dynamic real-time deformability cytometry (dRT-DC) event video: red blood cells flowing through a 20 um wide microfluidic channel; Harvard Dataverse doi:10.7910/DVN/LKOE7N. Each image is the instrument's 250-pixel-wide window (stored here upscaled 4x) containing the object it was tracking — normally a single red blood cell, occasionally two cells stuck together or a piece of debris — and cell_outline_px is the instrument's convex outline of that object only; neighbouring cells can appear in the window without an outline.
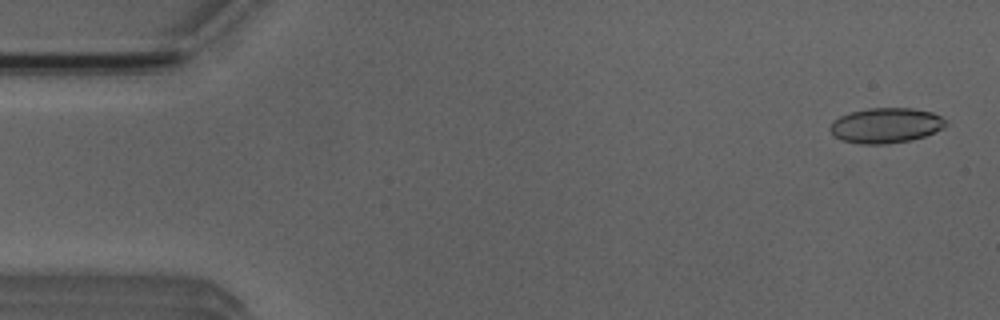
{"species": "Egyptian fruit bat (a non-hibernating species)", "species_latin": "Rousettus aegyptiacus", "temperature_condition": "room temperature", "stored_images_in_passage": 4, "camera_frame_rate_fps": 3000, "um_per_image_px": 0.085, "animal": {"sex": "male"}, "frame": {"image": 1, "passage_image": 1, "time_ms": 0.0, "image_size_px": [1000, 320], "cell_outline_px": [[948, 124], [924, 136], [912, 140], [888, 144], [860, 144], [840, 140], [828, 128], [840, 116], [848, 112], [868, 108], [912, 108], [932, 112], [948, 120]], "centroid_in_image_um": [75.3, 10.66], "position_along_channel_um": 9.7, "area_um2": 23.7}}